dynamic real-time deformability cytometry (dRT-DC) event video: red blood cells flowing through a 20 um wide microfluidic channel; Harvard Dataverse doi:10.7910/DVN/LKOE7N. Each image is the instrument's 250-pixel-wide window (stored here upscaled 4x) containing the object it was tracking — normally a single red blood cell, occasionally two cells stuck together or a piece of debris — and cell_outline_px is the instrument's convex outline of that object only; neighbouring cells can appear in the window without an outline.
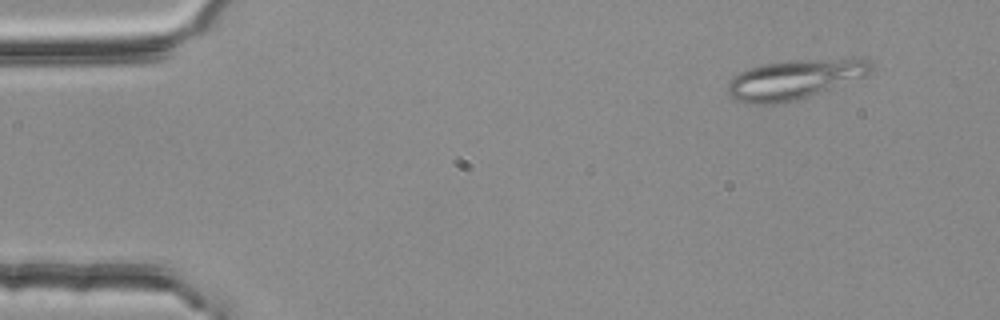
{"species": "common noctule bat (a hibernating species)", "species_latin": "Nyctalus noctula", "temperature_condition": "room temperature", "stored_images_in_passage": 54, "segment_of_instrument_passage": [1, 2], "camera_frame_rate_fps": 3000, "um_per_image_px": 0.085, "animal": {"sex": "female", "body_mass_g": 25.1}, "frame": {"image": 1, "passage_image": 5, "time_ms": 1.333, "image_size_px": [1000, 320], "cell_outline_px": [[872, 72], [868, 76], [796, 100], [776, 104], [748, 104], [736, 100], [728, 92], [728, 84], [732, 76], [748, 68], [764, 64], [788, 60], [848, 56], [872, 60]], "centroid_in_image_um": [67.63, 6.7], "position_along_channel_um": 17.4, "area_um2": 33.87}}